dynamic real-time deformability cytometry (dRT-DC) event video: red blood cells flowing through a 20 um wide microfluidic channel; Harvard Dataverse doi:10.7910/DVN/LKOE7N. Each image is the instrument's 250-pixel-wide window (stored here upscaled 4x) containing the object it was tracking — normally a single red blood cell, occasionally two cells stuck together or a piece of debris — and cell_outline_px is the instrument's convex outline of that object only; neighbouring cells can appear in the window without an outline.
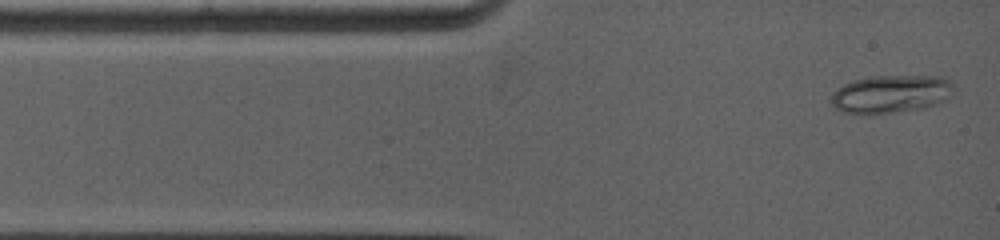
{"species": "common noctule bat (a hibernating species)", "species_latin": "Nyctalus noctula", "temperature_condition": "warm", "stored_images_in_passage": 45, "camera_frame_rate_fps": 5000, "um_per_image_px": 0.085, "animal": {"sex": "female", "body_mass_g": 19.0, "forearm_length_mm": 53.3}, "frame": {"image": 1, "passage_image": 1, "time_ms": 0.0, "image_size_px": [1000, 240], "cell_outline_px": [[952, 84], [948, 96], [944, 100], [936, 104], [920, 108], [892, 112], [844, 112], [832, 108], [828, 100], [832, 92], [836, 88], [852, 80], [876, 76], [944, 76]], "centroid_in_image_um": [75.64, 7.96], "position_along_channel_um": 9.4, "area_um2": 26.65}}
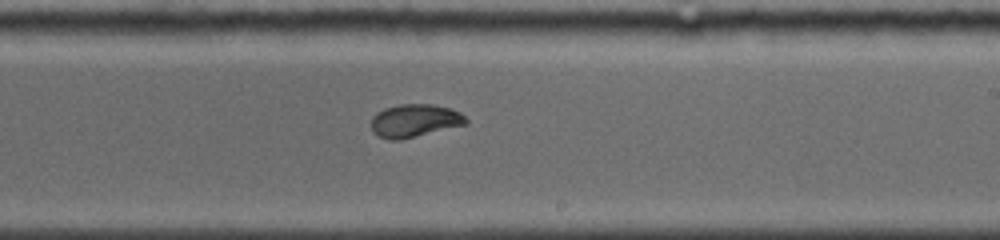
{"frame": {"image": 2, "passage_image": 23, "time_ms": 7.2, "image_size_px": [1000, 240], "cell_outline_px": [[468, 124], [400, 140], [388, 140], [372, 132], [368, 124], [372, 116], [376, 112], [384, 108], [400, 104], [432, 104], [448, 108], [460, 112], [468, 120]], "centroid_in_image_um": [35.19, 10.26], "position_along_channel_um": 253.8, "area_um2": 18.5}}
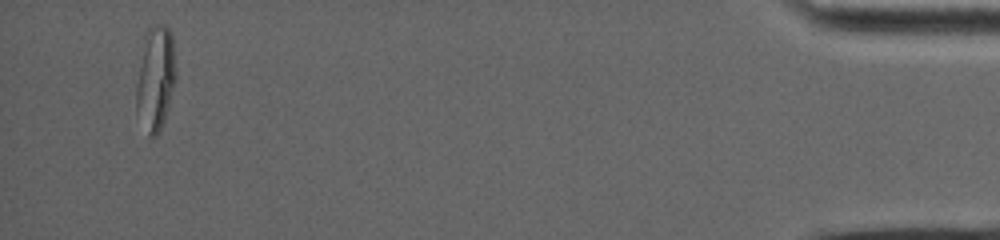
{"frame": {"image": 3, "passage_image": 45, "time_ms": 14.4, "image_size_px": [1000, 240], "cell_outline_px": [[176, 80], [168, 108], [160, 132], [156, 136], [148, 136], [136, 112], [136, 84], [144, 36], [148, 28], [156, 24], [164, 24], [172, 32], [176, 72]], "centroid_in_image_um": [13.22, 6.65], "position_along_channel_um": 422.0, "area_um2": 24.45}}